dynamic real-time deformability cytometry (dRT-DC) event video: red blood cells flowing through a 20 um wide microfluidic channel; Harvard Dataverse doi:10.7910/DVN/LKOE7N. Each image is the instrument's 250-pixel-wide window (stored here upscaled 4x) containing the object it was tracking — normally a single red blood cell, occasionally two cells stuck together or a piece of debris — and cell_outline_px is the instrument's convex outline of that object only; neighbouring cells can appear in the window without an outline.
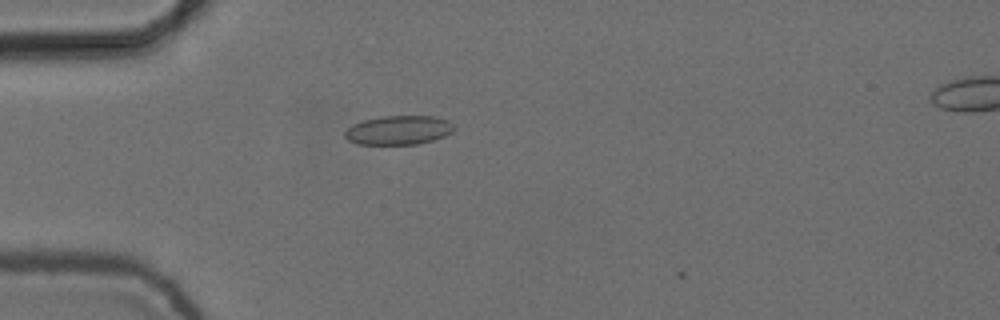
{"species": "common noctule bat (a hibernating species)", "species_latin": "Nyctalus noctula", "temperature_condition": "cold", "stored_images_in_passage": 3, "camera_frame_rate_fps": 3000, "um_per_image_px": 0.085, "animal": {"sex": "female", "body_mass_g": 24.6, "forearm_length_mm": 56.2}, "frame": {"image": 1, "passage_image": 2, "time_ms": 0.333, "image_size_px": [1000, 320], "cell_outline_px": [[456, 128], [452, 132], [444, 136], [432, 140], [416, 144], [356, 144], [348, 140], [344, 136], [344, 132], [352, 124], [364, 120], [380, 116], [436, 116], [448, 120]], "centroid_in_image_um": [33.88, 11.05], "position_along_channel_um": 51.1, "area_um2": 18.55}}